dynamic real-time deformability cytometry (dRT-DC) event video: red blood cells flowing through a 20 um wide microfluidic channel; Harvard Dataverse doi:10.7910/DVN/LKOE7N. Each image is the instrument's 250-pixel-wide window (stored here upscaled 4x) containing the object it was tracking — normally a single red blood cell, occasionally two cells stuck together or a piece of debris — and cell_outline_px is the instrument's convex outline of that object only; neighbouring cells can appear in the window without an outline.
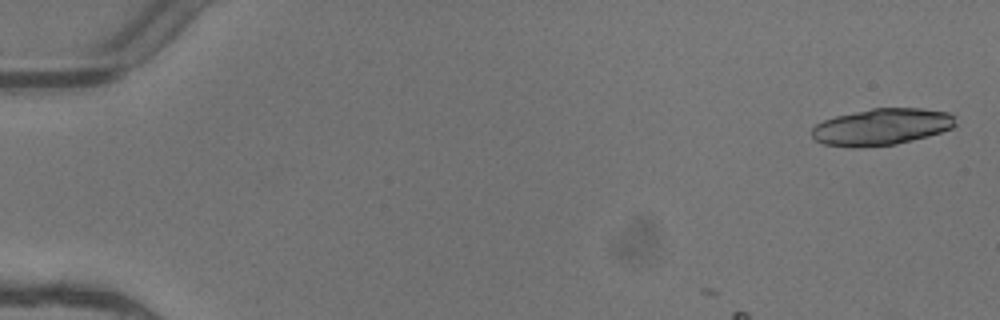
{"species": "common noctule bat (a hibernating species)", "species_latin": "Nyctalus noctula", "temperature_condition": "warm", "stored_images_in_passage": 7, "camera_frame_rate_fps": 3000, "um_per_image_px": 0.085, "animal": {"sex": "female"}, "frame": {"image": 1, "passage_image": 1, "time_ms": 0.0, "image_size_px": [1000, 320], "cell_outline_px": [[956, 124], [952, 128], [928, 136], [896, 144], [856, 148], [852, 148], [824, 144], [816, 140], [812, 136], [812, 128], [816, 124], [824, 120], [836, 116], [872, 108], [920, 108], [948, 112], [956, 116]], "centroid_in_image_um": [74.95, 10.78], "position_along_channel_um": 10.0, "area_um2": 30.75}}